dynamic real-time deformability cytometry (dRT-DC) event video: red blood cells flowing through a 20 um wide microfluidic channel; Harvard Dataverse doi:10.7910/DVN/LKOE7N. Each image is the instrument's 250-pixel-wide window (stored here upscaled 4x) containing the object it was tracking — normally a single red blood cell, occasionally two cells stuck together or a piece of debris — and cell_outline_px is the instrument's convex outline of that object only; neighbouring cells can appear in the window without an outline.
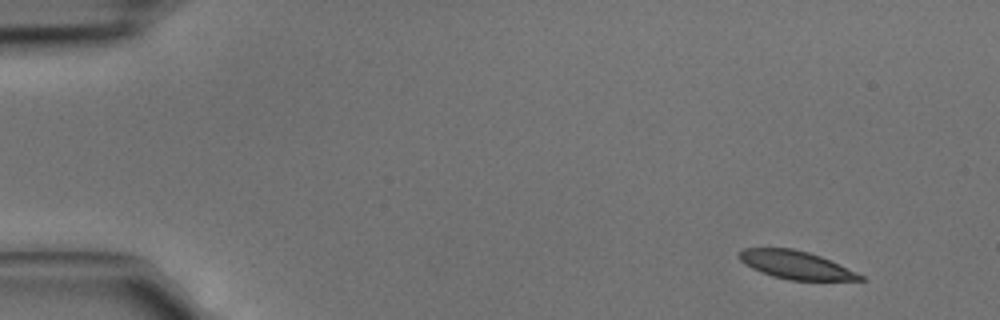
{"species": "common noctule bat (a hibernating species)", "species_latin": "Nyctalus noctula", "temperature_condition": "cold", "stored_images_in_passage": 3, "camera_frame_rate_fps": 3000, "um_per_image_px": 0.085, "animal": {"sex": "male", "body_mass_g": 15.6}, "frame": {"image": 1, "passage_image": 1, "time_ms": 0.0, "image_size_px": [1000, 320], "cell_outline_px": [[868, 280], [788, 280], [772, 276], [760, 272], [744, 264], [740, 260], [736, 252], [744, 248], [792, 248], [808, 252], [820, 256], [856, 272], [864, 276]], "centroid_in_image_um": [67.6, 22.52], "position_along_channel_um": 17.4, "area_um2": 19.77}}